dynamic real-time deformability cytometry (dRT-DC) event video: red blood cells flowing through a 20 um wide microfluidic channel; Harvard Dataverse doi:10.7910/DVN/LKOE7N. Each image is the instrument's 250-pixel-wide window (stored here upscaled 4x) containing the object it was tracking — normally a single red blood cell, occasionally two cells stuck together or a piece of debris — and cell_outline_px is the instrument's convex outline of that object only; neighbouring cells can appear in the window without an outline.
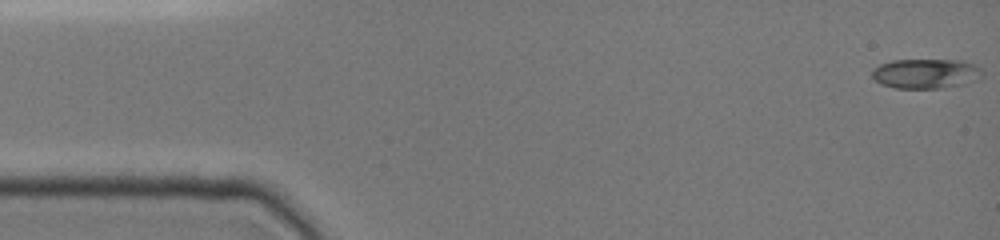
{"species": "common noctule bat (a hibernating species)", "species_latin": "Nyctalus noctula", "temperature_condition": "cold", "stored_images_in_passage": 27, "camera_frame_rate_fps": 3000, "um_per_image_px": 0.085, "animal": {"sex": "female", "body_mass_g": 19.0, "forearm_length_mm": 51.5}, "frame": {"image": 1, "passage_image": 1, "time_ms": 0.0, "image_size_px": [1000, 240], "cell_outline_px": [[984, 76], [980, 80], [964, 84], [944, 88], [896, 88], [880, 84], [872, 76], [872, 68], [880, 64], [892, 60], [964, 60], [976, 64], [984, 72]], "centroid_in_image_um": [78.76, 6.25], "position_along_channel_um": 6.2, "area_um2": 19.54}}
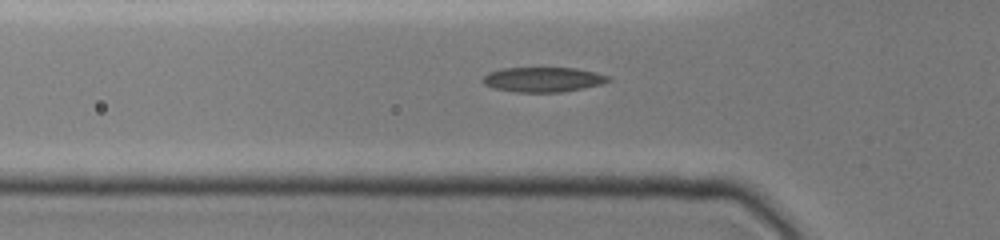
{"frame": {"image": 2, "passage_image": 15, "time_ms": 5.0, "image_size_px": [1000, 240], "cell_outline_px": [[612, 80], [600, 84], [584, 88], [560, 92], [516, 92], [492, 88], [484, 84], [480, 80], [488, 72], [500, 68], [576, 68], [596, 72], [608, 76]], "centroid_in_image_um": [46.12, 6.76], "position_along_channel_um": 79.7, "area_um2": 18.26}}
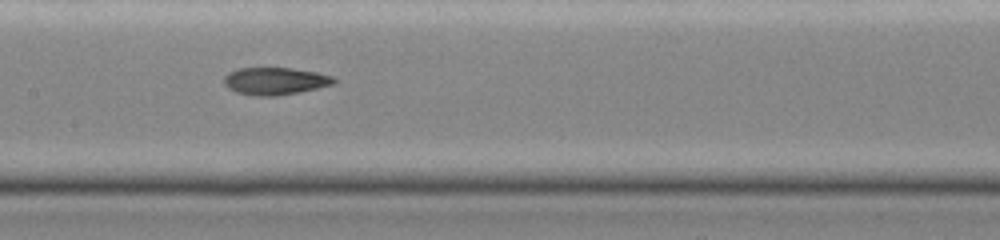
{"frame": {"image": 3, "passage_image": 26, "time_ms": 7.667, "image_size_px": [1000, 240], "cell_outline_px": [[336, 80], [332, 84], [300, 92], [276, 96], [256, 96], [236, 92], [228, 88], [224, 84], [224, 76], [228, 72], [236, 68], [292, 68], [316, 72], [332, 76]], "centroid_in_image_um": [23.34, 6.89], "position_along_channel_um": 184.1, "area_um2": 17.51}}